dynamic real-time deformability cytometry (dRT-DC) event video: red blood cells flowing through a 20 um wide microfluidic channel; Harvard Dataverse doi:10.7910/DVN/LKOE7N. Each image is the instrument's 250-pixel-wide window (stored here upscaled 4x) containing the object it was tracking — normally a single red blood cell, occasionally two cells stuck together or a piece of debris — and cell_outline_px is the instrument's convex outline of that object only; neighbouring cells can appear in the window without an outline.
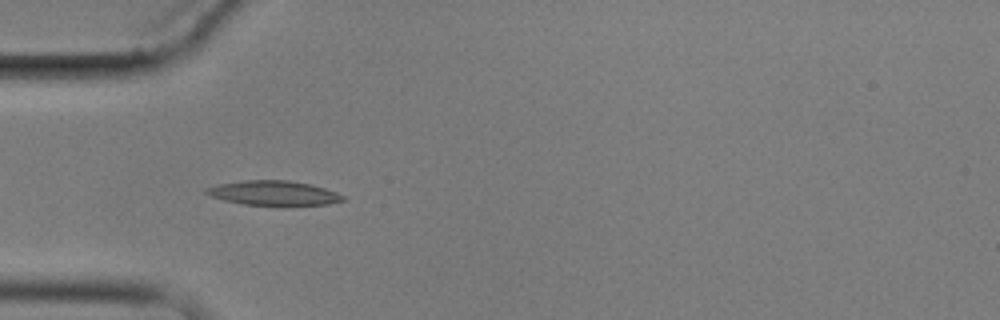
{"species": "common noctule bat (a hibernating species)", "species_latin": "Nyctalus noctula", "temperature_condition": "cold", "stored_images_in_passage": 8, "camera_frame_rate_fps": 3000, "um_per_image_px": 0.085, "animal": {"sex": "male", "body_mass_g": 17.9}, "frame": {"image": 1, "passage_image": 5, "time_ms": 4.667, "image_size_px": [1000, 320], "cell_outline_px": [[344, 200], [328, 204], [244, 204], [224, 200], [212, 196], [204, 192], [204, 188], [220, 184], [244, 180], [288, 180], [308, 184], [324, 188], [336, 192], [344, 196]], "centroid_in_image_um": [23.22, 16.39], "position_along_channel_um": 61.8, "area_um2": 18.96}}
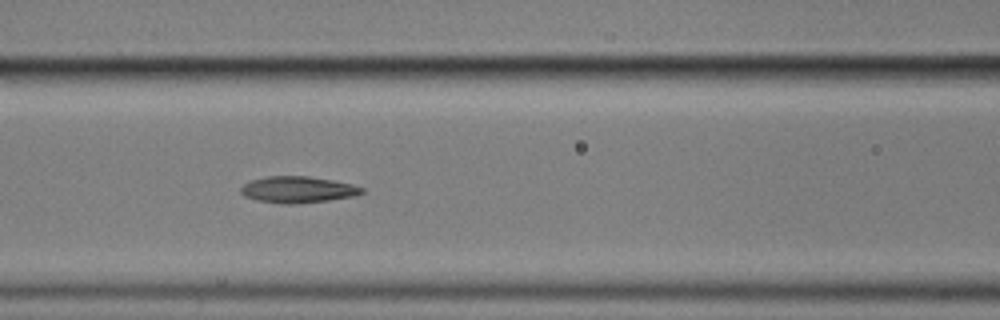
{"frame": {"image": 2, "passage_image": 7, "time_ms": 7.0, "image_size_px": [1000, 320], "cell_outline_px": [[364, 192], [356, 196], [328, 200], [296, 204], [280, 204], [256, 200], [244, 196], [240, 192], [240, 188], [244, 184], [252, 180], [268, 176], [308, 176], [332, 180], [352, 184], [364, 188]], "centroid_in_image_um": [25.31, 16.12], "position_along_channel_um": 141.3, "area_um2": 18.73}}
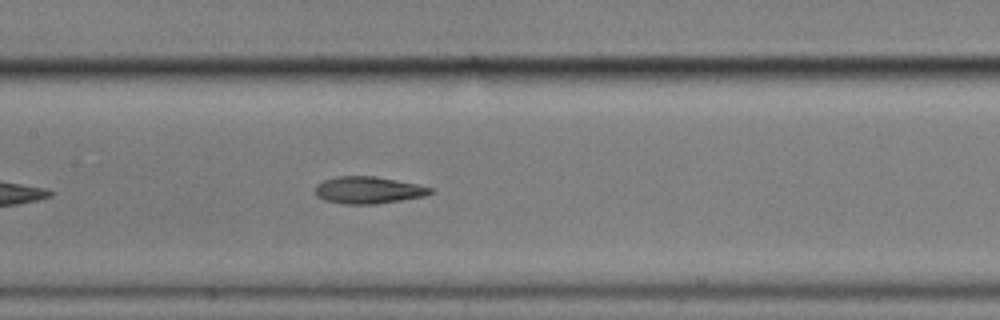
{"frame": {"image": 3, "passage_image": 8, "time_ms": 8.0, "image_size_px": [1000, 320], "cell_outline_px": [[432, 192], [424, 196], [376, 204], [344, 204], [324, 200], [316, 196], [316, 184], [324, 180], [336, 176], [376, 176], [416, 184], [432, 188]], "centroid_in_image_um": [31.26, 16.16], "position_along_channel_um": 176.1, "area_um2": 18.03}}